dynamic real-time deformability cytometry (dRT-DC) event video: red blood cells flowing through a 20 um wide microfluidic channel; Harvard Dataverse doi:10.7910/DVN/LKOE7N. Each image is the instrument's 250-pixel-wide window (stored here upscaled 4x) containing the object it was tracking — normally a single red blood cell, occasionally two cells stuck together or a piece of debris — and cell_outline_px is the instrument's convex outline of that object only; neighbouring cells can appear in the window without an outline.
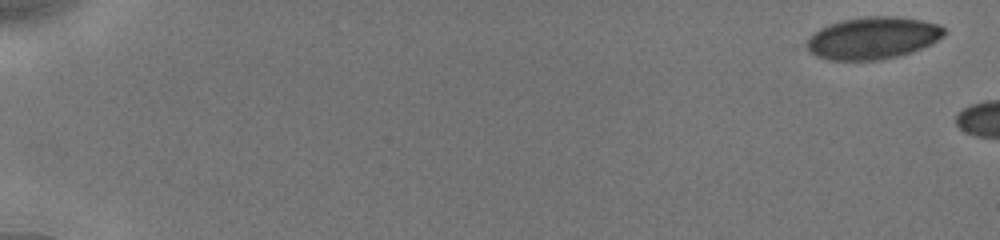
{"species": "human", "species_latin": "Homo sapiens", "temperature_condition": "cold", "stored_images_in_passage": 3, "camera_frame_rate_fps": 3000, "um_per_image_px": 0.085, "donor": {"sex": "male"}, "frame": {"image": 1, "passage_image": 1, "time_ms": 0.0, "image_size_px": [1000, 240], "cell_outline_px": [[944, 36], [932, 44], [912, 52], [880, 60], [828, 60], [816, 56], [804, 48], [800, 44], [808, 36], [820, 28], [828, 24], [844, 20], [868, 16], [892, 16], [924, 20], [940, 24], [944, 28]], "centroid_in_image_um": [74.13, 3.24], "position_along_channel_um": 10.9, "area_um2": 34.28}}